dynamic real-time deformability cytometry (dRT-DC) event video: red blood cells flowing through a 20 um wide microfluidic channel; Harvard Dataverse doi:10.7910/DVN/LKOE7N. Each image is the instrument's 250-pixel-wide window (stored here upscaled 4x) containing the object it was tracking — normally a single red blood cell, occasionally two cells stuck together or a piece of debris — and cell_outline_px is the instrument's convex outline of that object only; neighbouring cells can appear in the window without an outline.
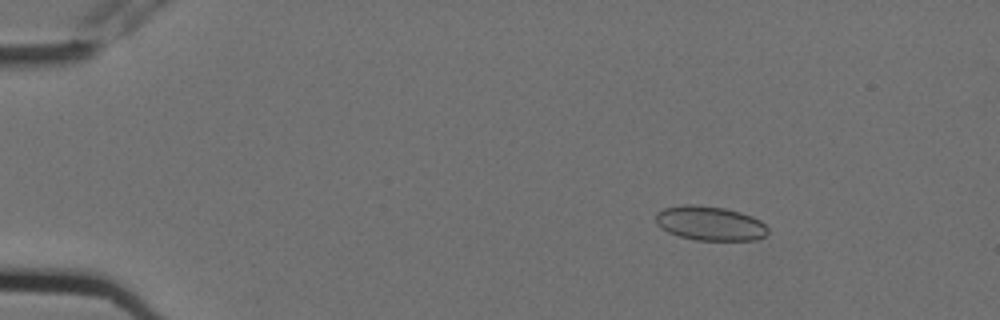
{"species": "Egyptian fruit bat (a non-hibernating species)", "species_latin": "Rousettus aegyptiacus", "temperature_condition": "cold", "stored_images_in_passage": 6, "camera_frame_rate_fps": 3000, "um_per_image_px": 0.085, "animal": {"sex": "female"}, "frame": {"image": 1, "passage_image": 3, "time_ms": 0.667, "image_size_px": [1000, 320], "cell_outline_px": [[768, 232], [764, 236], [756, 240], [696, 240], [680, 236], [668, 232], [656, 224], [656, 212], [664, 208], [684, 204], [696, 204], [724, 208], [740, 212], [752, 216], [760, 220], [768, 228]], "centroid_in_image_um": [60.34, 18.98], "position_along_channel_um": 24.7, "area_um2": 22.48}}
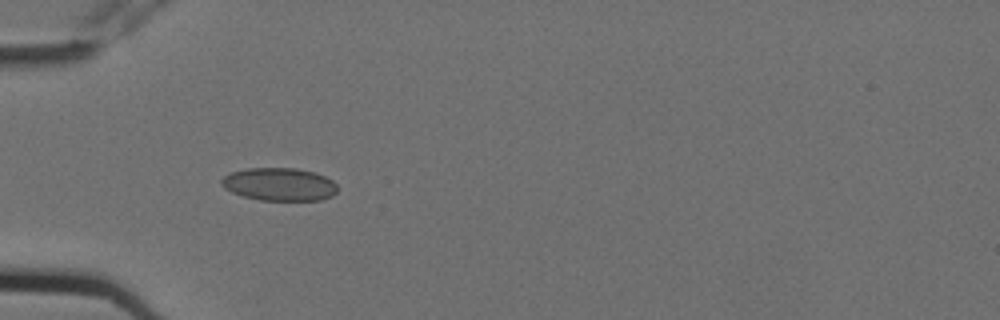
{"frame": {"image": 2, "passage_image": 5, "time_ms": 1.333, "image_size_px": [1000, 320], "cell_outline_px": [[336, 192], [332, 196], [320, 200], [260, 200], [244, 196], [232, 192], [224, 188], [220, 184], [220, 180], [224, 176], [232, 172], [248, 168], [296, 168], [312, 172], [324, 176], [332, 180], [336, 184]], "centroid_in_image_um": [23.72, 15.66], "position_along_channel_um": 61.3, "area_um2": 22.14}}
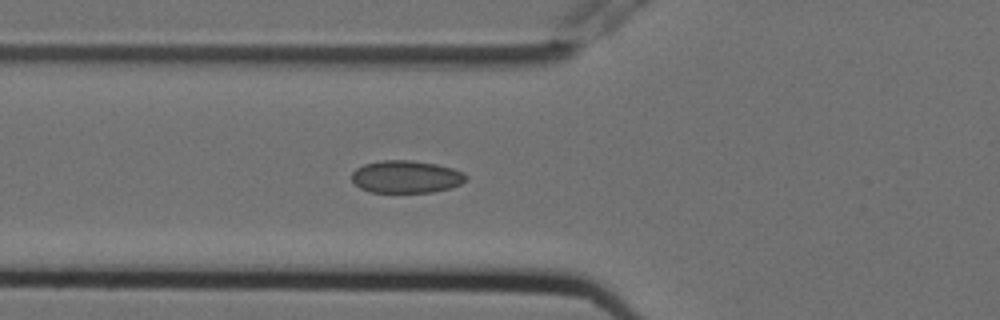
{"frame": {"image": 3, "passage_image": 6, "time_ms": 1.667, "image_size_px": [1000, 320], "cell_outline_px": [[468, 180], [460, 184], [448, 188], [432, 192], [368, 192], [360, 188], [352, 180], [352, 172], [356, 168], [364, 164], [380, 160], [412, 160], [436, 164], [452, 168], [464, 172], [468, 176]], "centroid_in_image_um": [34.52, 15.02], "position_along_channel_um": 91.3, "area_um2": 21.73}}